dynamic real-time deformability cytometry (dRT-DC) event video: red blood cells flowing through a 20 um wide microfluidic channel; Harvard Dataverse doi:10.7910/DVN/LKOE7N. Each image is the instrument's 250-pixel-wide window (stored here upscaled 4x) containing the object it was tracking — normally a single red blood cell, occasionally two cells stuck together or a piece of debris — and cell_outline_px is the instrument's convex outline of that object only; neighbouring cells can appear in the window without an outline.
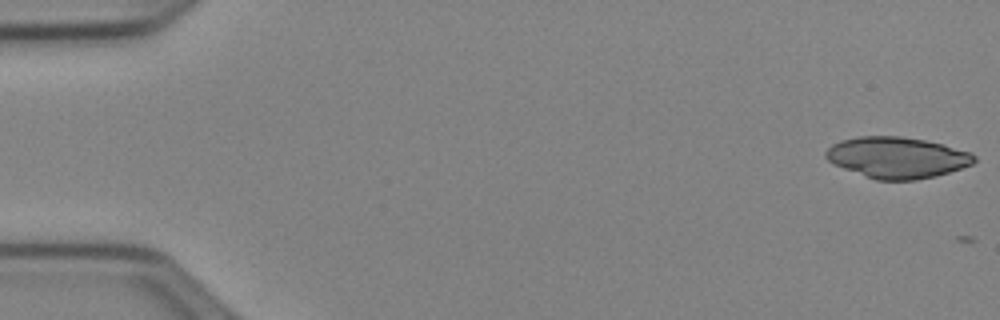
{"species": "Egyptian fruit bat (a non-hibernating species)", "species_latin": "Rousettus aegyptiacus", "temperature_condition": "cold", "stored_images_in_passage": 2, "camera_frame_rate_fps": 3000, "um_per_image_px": 0.085, "animal": {"sex": "female"}, "frame": {"image": 1, "passage_image": 1, "time_ms": 0.0, "image_size_px": [1000, 320], "cell_outline_px": [[976, 160], [972, 164], [936, 176], [916, 180], [876, 180], [844, 168], [828, 160], [824, 156], [824, 152], [832, 144], [840, 140], [860, 136], [900, 136], [924, 140], [944, 144], [972, 152], [976, 156]], "centroid_in_image_um": [76.26, 13.38], "position_along_channel_um": 8.7, "area_um2": 35.55}}